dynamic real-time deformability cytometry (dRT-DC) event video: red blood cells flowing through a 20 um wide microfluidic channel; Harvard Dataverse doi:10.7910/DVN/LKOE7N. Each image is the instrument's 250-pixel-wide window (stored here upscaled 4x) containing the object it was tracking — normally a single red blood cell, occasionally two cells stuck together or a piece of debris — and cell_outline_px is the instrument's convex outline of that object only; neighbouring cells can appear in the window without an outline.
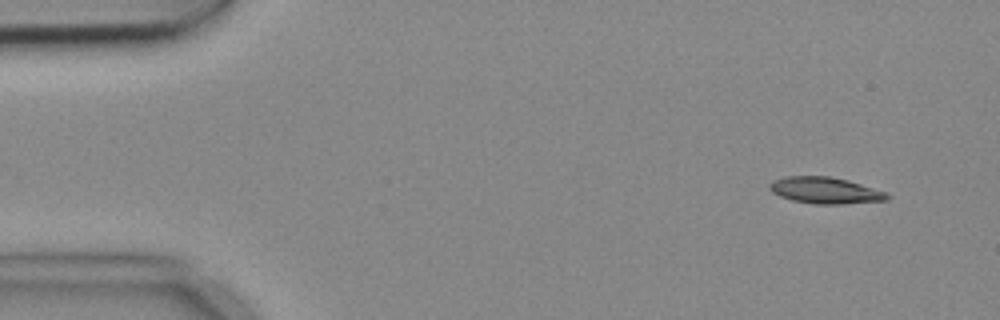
{"species": "common noctule bat (a hibernating species)", "species_latin": "Nyctalus noctula", "temperature_condition": "cold", "stored_images_in_passage": 4, "camera_frame_rate_fps": 3000, "um_per_image_px": 0.085, "animal": {"sex": "female", "body_mass_g": 18.4}, "frame": {"image": 1, "passage_image": 1, "time_ms": 0.0, "image_size_px": [1000, 320], "cell_outline_px": [[892, 196], [888, 200], [840, 204], [816, 204], [792, 200], [780, 196], [772, 192], [768, 188], [768, 184], [776, 180], [788, 176], [828, 176], [848, 180], [884, 192]], "centroid_in_image_um": [70.13, 16.19], "position_along_channel_um": 14.9, "area_um2": 17.92}}